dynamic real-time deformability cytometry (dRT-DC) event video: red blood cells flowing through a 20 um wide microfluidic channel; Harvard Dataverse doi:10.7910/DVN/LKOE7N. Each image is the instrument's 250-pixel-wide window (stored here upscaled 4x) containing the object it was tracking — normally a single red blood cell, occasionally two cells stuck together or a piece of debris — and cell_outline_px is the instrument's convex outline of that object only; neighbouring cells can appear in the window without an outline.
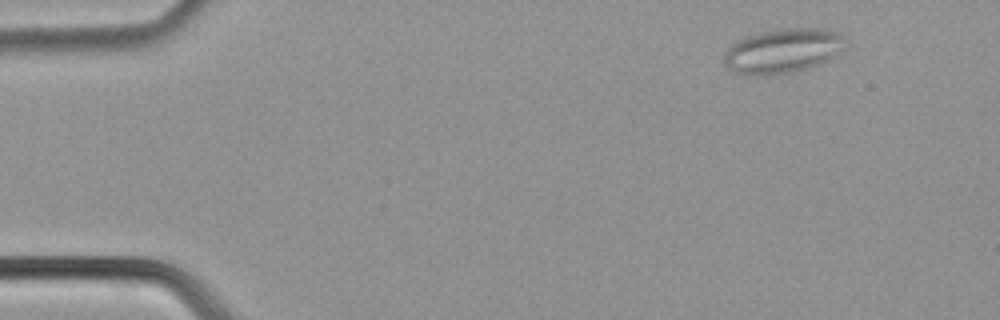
{"species": "common noctule bat (a hibernating species)", "species_latin": "Nyctalus noctula", "temperature_condition": "cold", "stored_images_in_passage": 46, "segment_of_instrument_passage": [1, 2], "camera_frame_rate_fps": 3000, "um_per_image_px": 0.085, "animal": {"sex": "male", "body_mass_g": 21.5, "forearm_length_mm": 52.0}, "frame": {"image": 1, "passage_image": 2, "time_ms": 0.333, "image_size_px": [1000, 320], "cell_outline_px": [[848, 40], [836, 56], [828, 60], [796, 72], [764, 76], [744, 76], [728, 68], [724, 64], [724, 52], [732, 44], [748, 36], [760, 32], [788, 28], [824, 28], [840, 32], [848, 36]], "centroid_in_image_um": [66.58, 4.33], "position_along_channel_um": 18.4, "area_um2": 31.96}}